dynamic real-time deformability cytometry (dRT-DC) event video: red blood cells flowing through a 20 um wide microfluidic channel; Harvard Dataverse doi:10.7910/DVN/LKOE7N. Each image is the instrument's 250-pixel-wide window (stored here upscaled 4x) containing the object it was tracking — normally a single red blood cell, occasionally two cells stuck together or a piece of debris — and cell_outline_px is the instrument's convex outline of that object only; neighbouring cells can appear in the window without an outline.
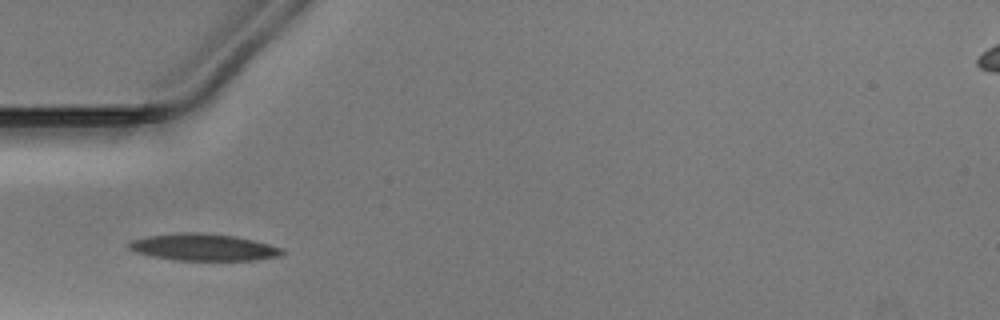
{"species": "Egyptian fruit bat (a non-hibernating species)", "species_latin": "Rousettus aegyptiacus", "temperature_condition": "warm", "stored_images_in_passage": 25, "camera_frame_rate_fps": 3000, "um_per_image_px": 0.085, "animal": {"sex": "male"}, "frame": {"image": 1, "passage_image": 1, "time_ms": 0.0, "image_size_px": [1000, 320], "cell_outline_px": [[284, 252], [280, 256], [256, 260], [176, 260], [152, 256], [136, 252], [128, 248], [128, 244], [132, 240], [144, 236], [176, 232], [204, 232], [236, 236], [268, 244], [280, 248]], "centroid_in_image_um": [17.25, 21.0], "position_along_channel_um": 67.7, "area_um2": 24.1}}
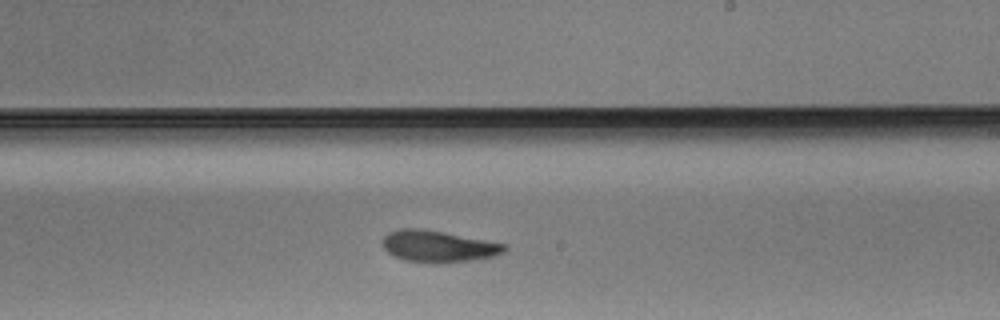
{"frame": {"image": 2, "passage_image": 15, "time_ms": 4.667, "image_size_px": [1000, 320], "cell_outline_px": [[508, 248], [504, 252], [492, 256], [468, 260], [436, 264], [432, 264], [404, 260], [392, 256], [380, 244], [380, 240], [388, 232], [404, 228], [420, 228], [444, 232], [504, 244]], "centroid_in_image_um": [37.15, 20.94], "position_along_channel_um": 251.8, "area_um2": 22.48}}
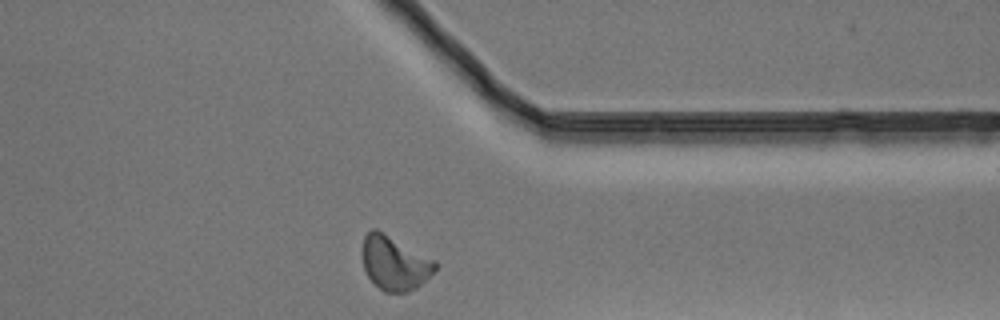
{"frame": {"image": 3, "passage_image": 25, "time_ms": 8.0, "image_size_px": [1000, 320], "cell_outline_px": [[440, 264], [416, 288], [408, 292], [384, 292], [368, 276], [364, 268], [360, 248], [364, 236], [372, 228], [376, 228], [436, 260]], "centroid_in_image_um": [33.52, 22.33], "position_along_channel_um": 377.9, "area_um2": 23.06}}